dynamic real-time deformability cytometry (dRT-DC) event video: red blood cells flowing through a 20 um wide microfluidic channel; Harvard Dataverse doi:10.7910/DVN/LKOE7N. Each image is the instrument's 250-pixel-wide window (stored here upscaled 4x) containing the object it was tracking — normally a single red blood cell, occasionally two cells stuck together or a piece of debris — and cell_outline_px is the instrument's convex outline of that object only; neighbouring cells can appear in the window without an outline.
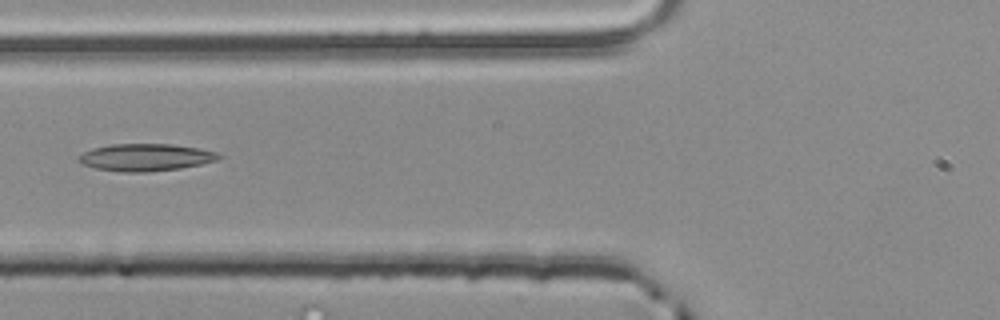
{"species": "common noctule bat (a hibernating species)", "species_latin": "Nyctalus noctula", "temperature_condition": "room temperature", "stored_images_in_passage": 52, "camera_frame_rate_fps": 3000, "um_per_image_px": 0.085, "animal": {"sex": "male", "body_mass_g": 20.4}, "frame": {"image": 1, "passage_image": 20, "time_ms": 6.333, "image_size_px": [1000, 320], "cell_outline_px": [[224, 156], [216, 160], [200, 164], [180, 168], [144, 172], [124, 172], [96, 168], [84, 164], [76, 160], [84, 152], [92, 148], [112, 144], [172, 144], [200, 148], [216, 152]], "centroid_in_image_um": [12.4, 13.36], "position_along_channel_um": 113.4, "area_um2": 22.08}}
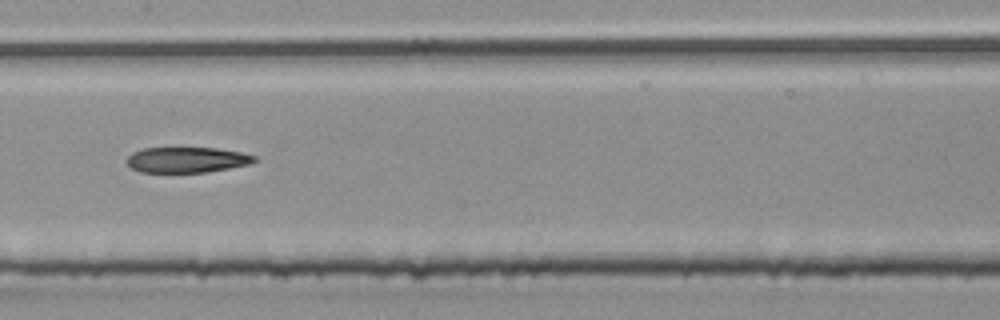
{"frame": {"image": 2, "passage_image": 26, "time_ms": 8.333, "image_size_px": [1000, 320], "cell_outline_px": [[260, 160], [248, 164], [208, 172], [140, 172], [132, 168], [124, 160], [132, 152], [144, 148], [216, 148], [240, 152], [256, 156]], "centroid_in_image_um": [15.87, 13.58], "position_along_channel_um": 191.5, "area_um2": 19.02}}
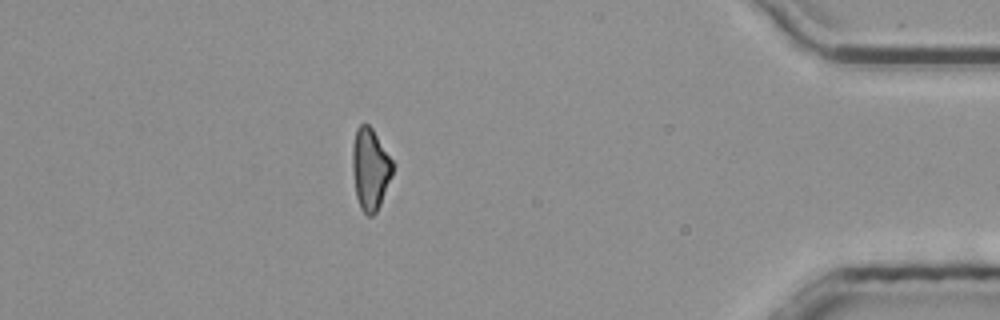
{"frame": {"image": 3, "passage_image": 46, "time_ms": 15.0, "image_size_px": [1000, 320], "cell_outline_px": [[396, 164], [392, 176], [380, 204], [376, 212], [372, 216], [368, 216], [360, 208], [356, 196], [352, 172], [352, 144], [356, 128], [360, 124], [368, 124], [372, 128]], "centroid_in_image_um": [31.48, 14.35], "position_along_channel_um": 403.7, "area_um2": 19.54}}